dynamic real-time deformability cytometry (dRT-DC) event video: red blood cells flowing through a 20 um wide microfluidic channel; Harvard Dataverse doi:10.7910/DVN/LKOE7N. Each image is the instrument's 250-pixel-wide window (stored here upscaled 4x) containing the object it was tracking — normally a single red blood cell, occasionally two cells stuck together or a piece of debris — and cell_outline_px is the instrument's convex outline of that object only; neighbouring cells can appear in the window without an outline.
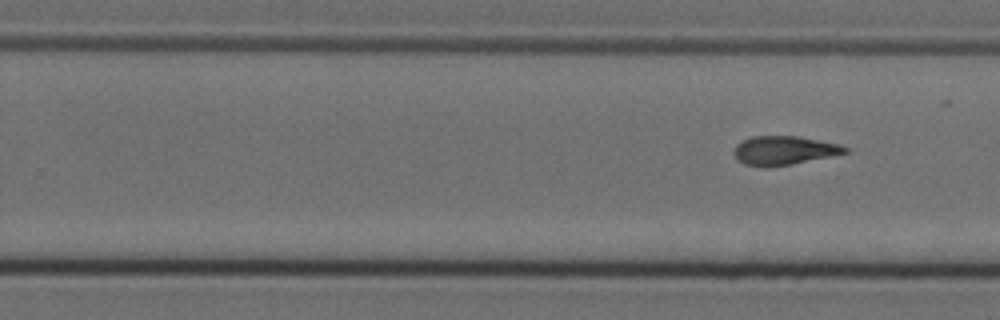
{"species": "Egyptian fruit bat (a non-hibernating species)", "species_latin": "Rousettus aegyptiacus", "temperature_condition": "cold", "stored_images_in_passage": 10, "segment_of_instrument_passage": [2, 2], "camera_frame_rate_fps": 3000, "um_per_image_px": 0.085, "animal": {"sex": "female"}, "frame": {"image": 1, "passage_image": 10, "time_ms": 3.0, "image_size_px": [1000, 320], "cell_outline_px": [[848, 152], [792, 164], [768, 168], [744, 164], [732, 152], [736, 144], [752, 136], [796, 136], [840, 144], [848, 148]], "centroid_in_image_um": [66.61, 12.79], "position_along_channel_um": 263.2, "area_um2": 18.55}}